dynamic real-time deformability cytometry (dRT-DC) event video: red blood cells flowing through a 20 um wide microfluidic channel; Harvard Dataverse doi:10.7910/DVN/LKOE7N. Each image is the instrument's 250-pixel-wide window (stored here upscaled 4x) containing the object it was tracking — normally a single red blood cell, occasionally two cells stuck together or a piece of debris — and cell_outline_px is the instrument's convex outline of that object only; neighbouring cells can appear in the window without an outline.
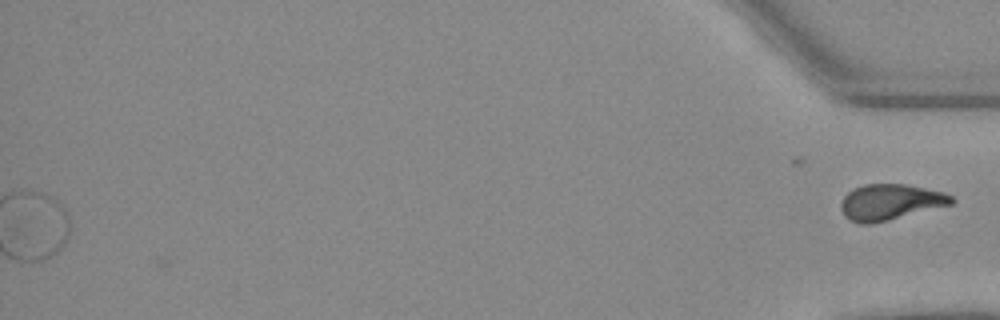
{"species": "Egyptian fruit bat (a non-hibernating species)", "species_latin": "Rousettus aegyptiacus", "temperature_condition": "warm", "stored_images_in_passage": 38, "segment_of_instrument_passage": [2, 2], "camera_frame_rate_fps": 3000, "um_per_image_px": 0.085, "animal": {"sex": "female"}, "frame": {"image": 1, "passage_image": 38, "time_ms": 12.333, "image_size_px": [1000, 320], "cell_outline_px": [[956, 200], [952, 204], [868, 224], [860, 224], [844, 216], [840, 204], [844, 196], [848, 192], [864, 184], [904, 184], [944, 192], [952, 196]], "centroid_in_image_um": [75.67, 17.16], "position_along_channel_um": 359.5, "area_um2": 22.6}}